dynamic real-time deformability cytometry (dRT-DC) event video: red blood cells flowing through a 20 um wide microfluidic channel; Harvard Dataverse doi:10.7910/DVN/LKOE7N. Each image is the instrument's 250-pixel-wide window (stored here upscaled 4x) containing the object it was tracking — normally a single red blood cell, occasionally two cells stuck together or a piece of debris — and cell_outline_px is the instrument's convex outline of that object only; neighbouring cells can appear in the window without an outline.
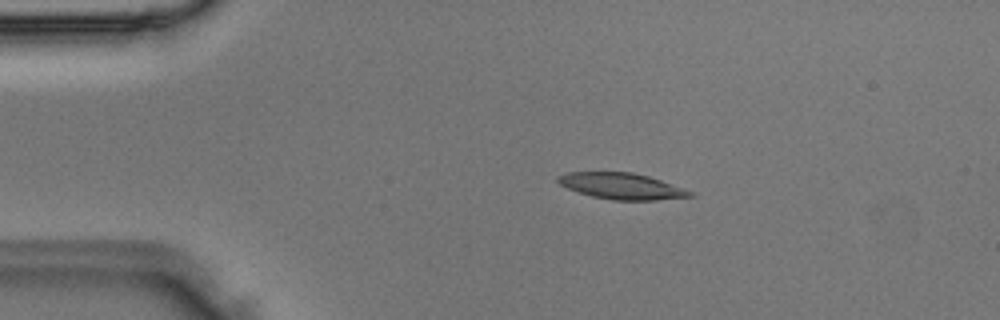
{"species": "Egyptian fruit bat (a non-hibernating species)", "species_latin": "Rousettus aegyptiacus", "temperature_condition": "room temperature", "stored_images_in_passage": 3, "camera_frame_rate_fps": 3000, "um_per_image_px": 0.085, "animal": {"sex": "male"}, "frame": {"image": 1, "passage_image": 2, "time_ms": 0.333, "image_size_px": [1000, 320], "cell_outline_px": [[696, 196], [656, 200], [612, 200], [592, 196], [568, 188], [560, 184], [556, 180], [556, 176], [564, 172], [632, 172], [648, 176], [696, 192]], "centroid_in_image_um": [52.86, 15.82], "position_along_channel_um": 32.1, "area_um2": 20.23}}